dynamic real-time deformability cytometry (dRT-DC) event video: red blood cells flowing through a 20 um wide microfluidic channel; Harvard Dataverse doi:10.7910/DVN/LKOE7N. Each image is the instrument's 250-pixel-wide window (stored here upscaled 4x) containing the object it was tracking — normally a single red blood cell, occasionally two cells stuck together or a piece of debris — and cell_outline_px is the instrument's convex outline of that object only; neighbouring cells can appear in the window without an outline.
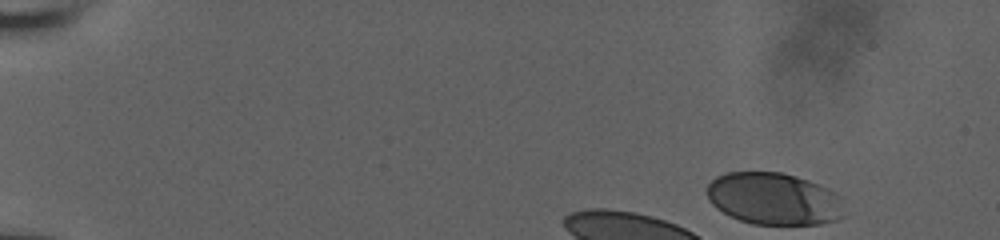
{"species": "human", "species_latin": "Homo sapiens", "temperature_condition": "room temperature", "stored_images_in_passage": 6, "camera_frame_rate_fps": 3000, "um_per_image_px": 0.085, "donor": {"sex": "male"}, "frame": {"image": 1, "passage_image": 1, "time_ms": 0.0, "image_size_px": [1000, 240], "cell_outline_px": [[844, 216], [836, 220], [820, 224], [752, 224], [740, 220], [716, 208], [708, 200], [708, 184], [716, 176], [728, 172], [784, 172], [808, 180], [828, 188], [836, 192], [840, 196]], "centroid_in_image_um": [65.79, 16.89], "position_along_channel_um": 19.2, "area_um2": 41.73}}